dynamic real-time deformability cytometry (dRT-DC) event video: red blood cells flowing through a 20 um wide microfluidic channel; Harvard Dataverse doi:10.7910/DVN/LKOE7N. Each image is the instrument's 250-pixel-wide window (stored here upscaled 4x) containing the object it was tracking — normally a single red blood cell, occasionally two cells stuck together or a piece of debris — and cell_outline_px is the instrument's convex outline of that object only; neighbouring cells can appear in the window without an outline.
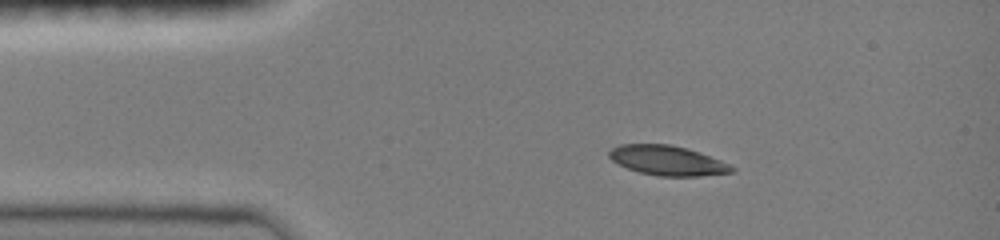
{"species": "common noctule bat (a hibernating species)", "species_latin": "Nyctalus noctula", "temperature_condition": "room temperature", "stored_images_in_passage": 40, "camera_frame_rate_fps": 3000, "um_per_image_px": 0.085, "animal": {"sex": "female", "body_mass_g": 19.0, "forearm_length_mm": 51.5}, "frame": {"image": 1, "passage_image": 1, "time_ms": 0.0, "image_size_px": [1000, 240], "cell_outline_px": [[736, 172], [700, 176], [660, 176], [640, 172], [616, 164], [608, 156], [608, 152], [612, 148], [620, 144], [668, 144], [688, 148], [720, 160], [736, 168]], "centroid_in_image_um": [56.73, 13.64], "position_along_channel_um": 28.3, "area_um2": 21.27}}
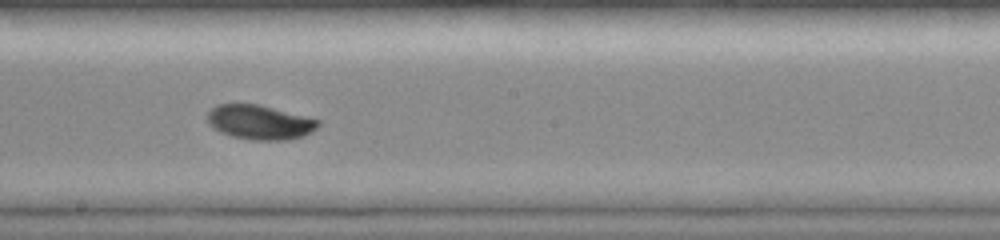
{"frame": {"image": 2, "passage_image": 15, "time_ms": 6.0, "image_size_px": [1000, 240], "cell_outline_px": [[320, 124], [312, 132], [304, 136], [288, 140], [252, 140], [232, 136], [220, 132], [208, 124], [208, 112], [216, 104], [260, 104], [320, 120]], "centroid_in_image_um": [22.09, 10.39], "position_along_channel_um": 226.1, "area_um2": 22.31}}
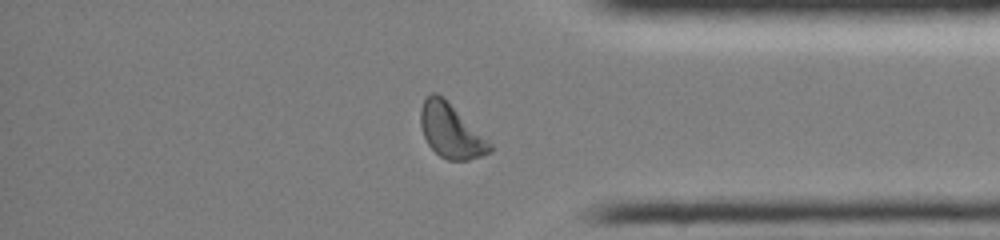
{"frame": {"image": 3, "passage_image": 31, "time_ms": 10.333, "image_size_px": [1000, 240], "cell_outline_px": [[492, 152], [468, 160], [448, 160], [440, 156], [428, 144], [424, 136], [420, 124], [420, 108], [424, 100], [432, 92], [436, 92], [492, 144]], "centroid_in_image_um": [38.3, 11.16], "position_along_channel_um": 396.9, "area_um2": 21.15}, "authors_computed_cell_mechanics": {"area_um2": 21.9062, "velocity_mm_per_s": 4.0226, "shape_relaxation_time_tau1_ms": 3.4097, "shape_relaxation_time_tau2_ms": null, "deformation_change_tau1": 0.1625, "deformation_change_tau2": null}}